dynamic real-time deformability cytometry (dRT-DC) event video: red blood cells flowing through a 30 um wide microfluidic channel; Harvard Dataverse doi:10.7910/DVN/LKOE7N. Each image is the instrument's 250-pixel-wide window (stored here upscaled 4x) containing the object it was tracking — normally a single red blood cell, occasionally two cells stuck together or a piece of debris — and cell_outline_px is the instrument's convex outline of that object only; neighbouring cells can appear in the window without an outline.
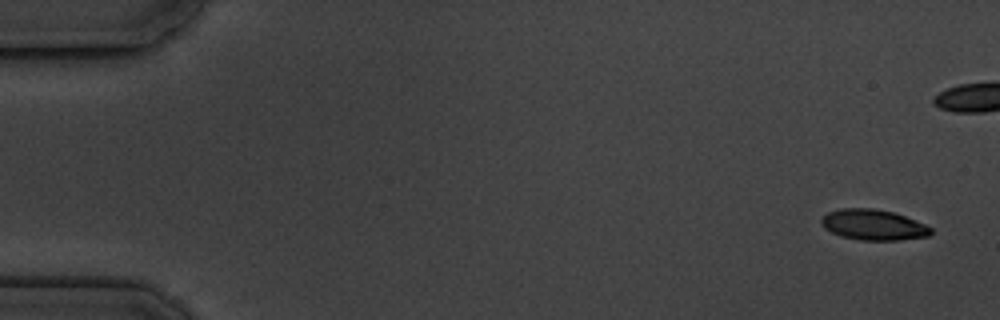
{"species": "common noctule bat (a hibernating species)", "species_latin": "Nyctalus noctula", "temperature_condition": "cold", "stored_images_in_passage": 6, "camera_frame_rate_fps": 3000, "um_per_image_px": 0.085, "animal": {"sex": "male", "body_mass_g": 19.5, "forearm_length_mm": 54.6}, "frame": {"image": 1, "passage_image": 1, "time_ms": 0.0, "image_size_px": [1000, 320], "cell_outline_px": [[932, 232], [928, 236], [900, 240], [860, 240], [840, 236], [824, 228], [820, 224], [820, 220], [828, 212], [840, 208], [872, 208], [896, 212], [924, 224], [932, 228]], "centroid_in_image_um": [74.22, 19.1], "position_along_channel_um": 10.8, "area_um2": 19.65}}